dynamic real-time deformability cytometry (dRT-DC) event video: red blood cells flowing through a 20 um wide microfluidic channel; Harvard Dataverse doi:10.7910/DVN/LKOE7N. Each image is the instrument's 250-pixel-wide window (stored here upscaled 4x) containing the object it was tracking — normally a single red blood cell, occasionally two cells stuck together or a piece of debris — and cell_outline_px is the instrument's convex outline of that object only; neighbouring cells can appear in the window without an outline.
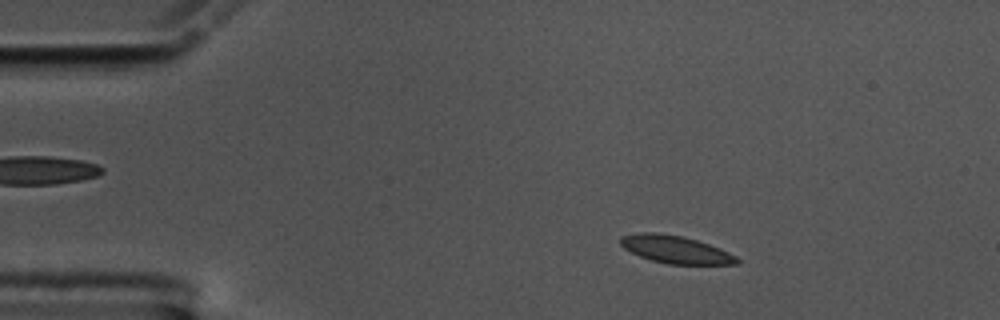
{"species": "common noctule bat (a hibernating species)", "species_latin": "Nyctalus noctula", "temperature_condition": "cold", "stored_images_in_passage": 55, "camera_frame_rate_fps": 3000, "um_per_image_px": 0.085, "animal": {"sex": "male", "body_mass_g": 17.5, "forearm_length_mm": 52.3}, "frame": {"image": 1, "passage_image": 8, "time_ms": 2.333, "image_size_px": [1000, 320], "cell_outline_px": [[740, 264], [668, 264], [652, 260], [640, 256], [624, 248], [620, 244], [620, 236], [640, 232], [656, 232], [684, 236], [720, 248], [736, 256], [740, 260]], "centroid_in_image_um": [57.42, 21.2], "position_along_channel_um": 27.6, "area_um2": 18.73}}
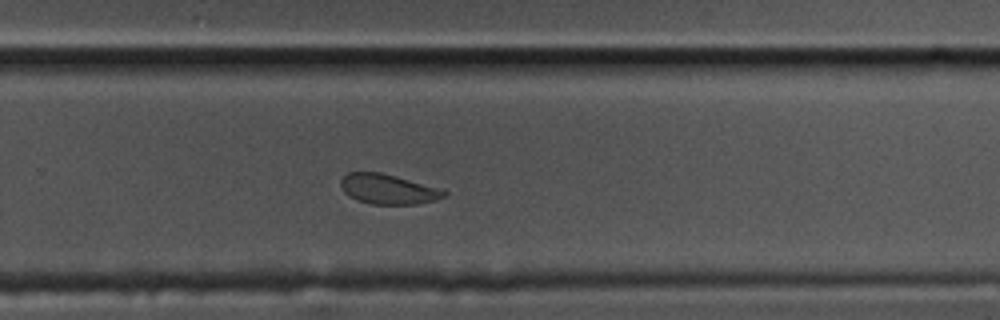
{"frame": {"image": 2, "passage_image": 36, "time_ms": 11.667, "image_size_px": [1000, 320], "cell_outline_px": [[448, 196], [436, 200], [416, 204], [372, 204], [356, 200], [348, 196], [344, 192], [340, 184], [340, 180], [348, 172], [380, 172], [444, 188], [448, 192]], "centroid_in_image_um": [33.04, 16.08], "position_along_channel_um": 296.8, "area_um2": 18.38}}
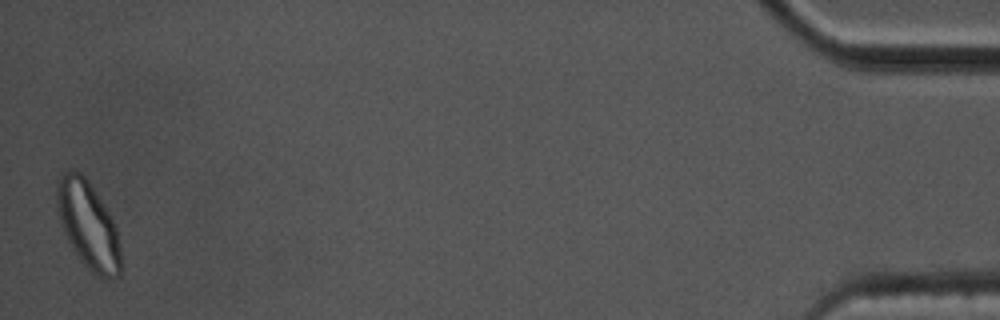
{"frame": {"image": 3, "passage_image": 55, "time_ms": 18.0, "image_size_px": [1000, 320], "cell_outline_px": [[120, 276], [112, 280], [104, 280], [96, 276], [80, 260], [72, 248], [64, 232], [56, 208], [56, 184], [60, 176], [64, 172], [72, 168], [80, 172], [88, 180], [108, 212], [116, 228], [120, 248]], "centroid_in_image_um": [7.48, 19.15], "position_along_channel_um": 427.7, "area_um2": 32.6}, "authors_computed_cell_mechanics": {"area_um2": 19.1896, "velocity_mm_per_s": 3.5162, "shape_relaxation_time_tau1_ms": 8.7397, "shape_relaxation_time_tau2_ms": 1.0265, "deformation_change_tau1": 0.1478, "deformation_change_tau2": 0.0418}}